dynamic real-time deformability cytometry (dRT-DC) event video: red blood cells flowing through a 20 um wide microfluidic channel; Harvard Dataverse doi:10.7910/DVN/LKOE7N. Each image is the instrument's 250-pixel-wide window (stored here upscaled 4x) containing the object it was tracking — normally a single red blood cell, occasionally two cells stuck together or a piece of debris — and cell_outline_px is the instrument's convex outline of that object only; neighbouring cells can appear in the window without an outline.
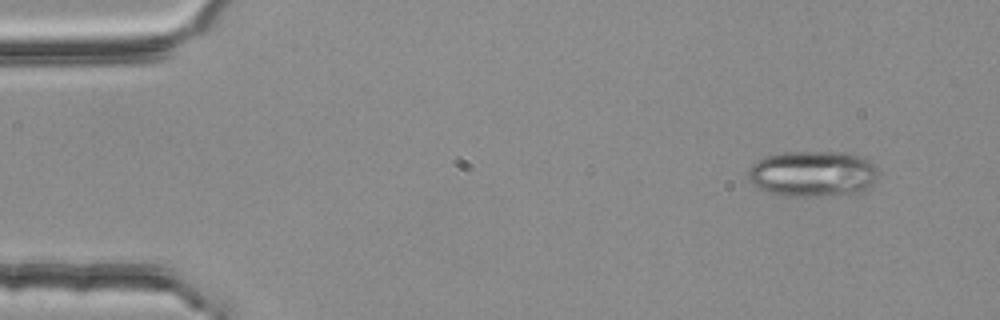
{"species": "common noctule bat (a hibernating species)", "species_latin": "Nyctalus noctula", "temperature_condition": "room temperature", "stored_images_in_passage": 4, "camera_frame_rate_fps": 3000, "um_per_image_px": 0.085, "animal": {"sex": "female", "body_mass_g": 25.1}, "frame": {"image": 1, "passage_image": 1, "time_ms": 0.0, "image_size_px": [1000, 320], "cell_outline_px": [[880, 172], [876, 180], [864, 192], [820, 196], [784, 196], [760, 188], [748, 180], [748, 168], [752, 164], [768, 156], [784, 152], [840, 152], [856, 156], [868, 160]], "centroid_in_image_um": [69.1, 14.78], "position_along_channel_um": 15.9, "area_um2": 34.62}}